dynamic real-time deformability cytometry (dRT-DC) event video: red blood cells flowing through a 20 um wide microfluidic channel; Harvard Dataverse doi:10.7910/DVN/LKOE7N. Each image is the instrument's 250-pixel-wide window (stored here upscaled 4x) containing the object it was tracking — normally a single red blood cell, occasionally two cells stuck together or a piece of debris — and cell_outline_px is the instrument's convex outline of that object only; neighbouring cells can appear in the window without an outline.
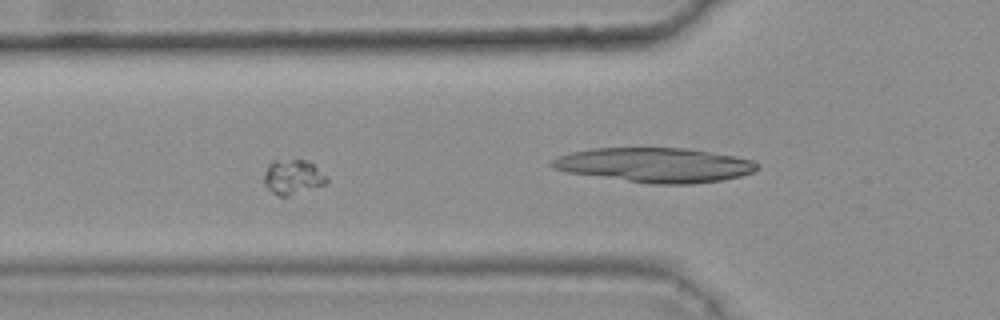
{"species": "common noctule bat (a hibernating species)", "species_latin": "Nyctalus noctula", "temperature_condition": "warm", "stored_images_in_passage": 39, "camera_frame_rate_fps": 3000, "um_per_image_px": 0.085, "animal": {"sex": "female", "body_mass_g": 25.1}, "frame": {"image": 1, "passage_image": 17, "time_ms": 5.333, "image_size_px": [1000, 320], "cell_outline_px": [[328, 180], [324, 184], [288, 196], [280, 196], [272, 192], [264, 184], [264, 176], [268, 164], [272, 160], [308, 160], [328, 176]], "centroid_in_image_um": [24.89, 15.03], "position_along_channel_um": 100.9, "area_um2": 12.6}}